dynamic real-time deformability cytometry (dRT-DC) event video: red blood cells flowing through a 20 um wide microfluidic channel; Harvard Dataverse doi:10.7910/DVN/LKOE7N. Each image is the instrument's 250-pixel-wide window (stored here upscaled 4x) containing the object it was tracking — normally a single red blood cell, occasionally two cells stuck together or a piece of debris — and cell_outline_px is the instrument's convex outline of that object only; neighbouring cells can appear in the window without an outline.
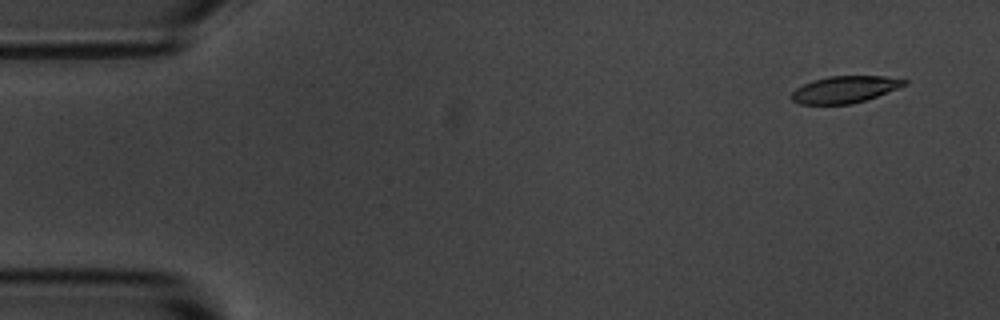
{"species": "common noctule bat (a hibernating species)", "species_latin": "Nyctalus noctula", "temperature_condition": "room temperature", "stored_images_in_passage": 4, "camera_frame_rate_fps": 3000, "um_per_image_px": 0.085, "animal": {"sex": "male", "body_mass_g": 20.1, "forearm_length_mm": 53.5}, "frame": {"image": 1, "passage_image": 1, "time_ms": 0.0, "image_size_px": [1000, 320], "cell_outline_px": [[908, 84], [876, 96], [852, 104], [800, 104], [792, 100], [792, 92], [796, 88], [812, 80], [828, 76], [884, 76], [908, 80]], "centroid_in_image_um": [71.8, 7.59], "position_along_channel_um": 13.2, "area_um2": 17.51}}